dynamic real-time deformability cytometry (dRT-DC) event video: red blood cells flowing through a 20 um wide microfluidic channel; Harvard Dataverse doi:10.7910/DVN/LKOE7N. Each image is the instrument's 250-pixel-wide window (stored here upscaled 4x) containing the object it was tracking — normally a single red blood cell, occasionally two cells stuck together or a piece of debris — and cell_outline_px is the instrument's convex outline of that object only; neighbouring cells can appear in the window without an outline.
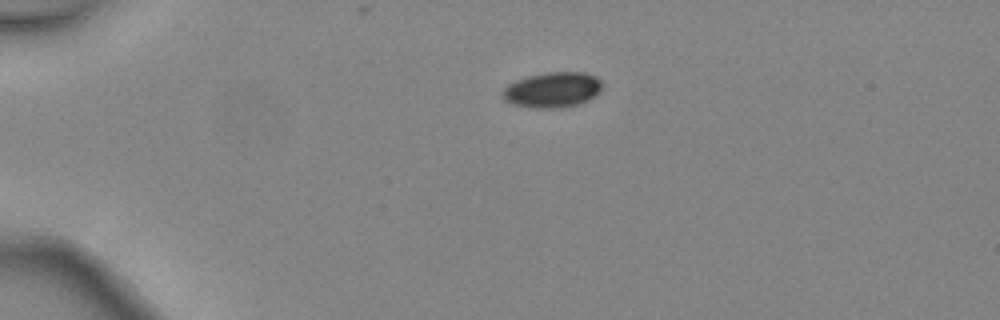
{"species": "common noctule bat (a hibernating species)", "species_latin": "Nyctalus noctula", "temperature_condition": "warm", "stored_images_in_passage": 2, "camera_frame_rate_fps": 3000, "um_per_image_px": 0.085, "animal": {"sex": "female", "body_mass_g": 24.6, "forearm_length_mm": 56.2}, "frame": {"image": 1, "passage_image": 1, "time_ms": 0.0, "image_size_px": [1000, 320], "cell_outline_px": [[604, 84], [600, 92], [596, 96], [588, 100], [576, 104], [552, 108], [536, 108], [512, 104], [504, 100], [500, 96], [500, 92], [508, 84], [516, 80], [528, 76], [548, 72], [584, 72], [596, 76]], "centroid_in_image_um": [46.95, 7.62], "position_along_channel_um": 38.0, "area_um2": 20.69}}